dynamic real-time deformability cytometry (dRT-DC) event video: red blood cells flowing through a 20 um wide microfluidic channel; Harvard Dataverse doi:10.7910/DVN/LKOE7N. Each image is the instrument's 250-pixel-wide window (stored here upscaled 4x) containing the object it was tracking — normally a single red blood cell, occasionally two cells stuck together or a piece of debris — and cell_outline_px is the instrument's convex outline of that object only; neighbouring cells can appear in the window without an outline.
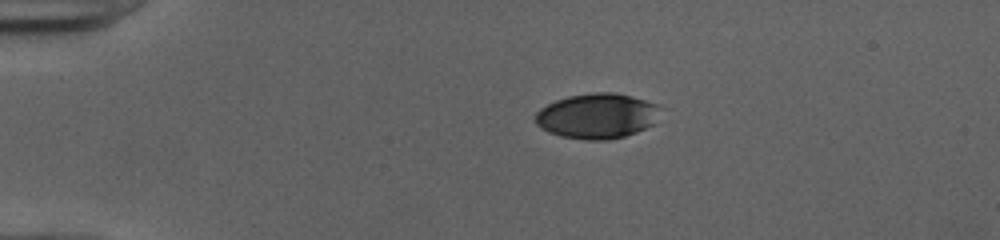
{"species": "human", "species_latin": "Homo sapiens", "temperature_condition": "cold", "stored_images_in_passage": 41, "camera_frame_rate_fps": 3000, "um_per_image_px": 0.085, "donor": {"sex": "female"}, "frame": {"image": 1, "passage_image": 1, "time_ms": 0.0, "image_size_px": [1000, 240], "cell_outline_px": [[664, 108], [656, 124], [636, 132], [624, 136], [608, 140], [584, 140], [560, 136], [548, 132], [540, 128], [536, 124], [536, 112], [540, 108], [556, 100], [568, 96], [596, 92], [612, 92], [632, 96], [660, 104]], "centroid_in_image_um": [50.83, 9.86], "position_along_channel_um": 34.2, "area_um2": 33.52}}
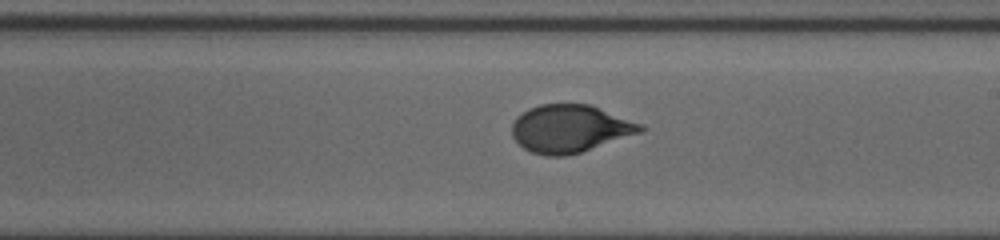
{"frame": {"image": 2, "passage_image": 21, "time_ms": 6.667, "image_size_px": [1000, 240], "cell_outline_px": [[648, 128], [644, 132], [580, 152], [564, 156], [544, 156], [532, 152], [524, 148], [512, 136], [512, 124], [516, 116], [528, 108], [540, 104], [592, 104], [644, 124]], "centroid_in_image_um": [48.5, 10.92], "position_along_channel_um": 240.5, "area_um2": 36.18}}
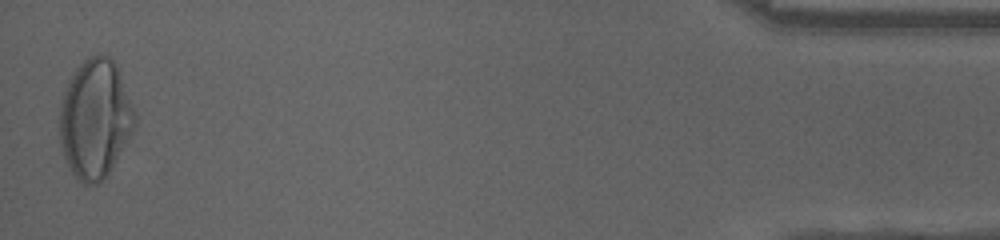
{"frame": {"image": 3, "passage_image": 41, "time_ms": 13.333, "image_size_px": [1000, 240], "cell_outline_px": [[136, 124], [132, 132], [108, 176], [96, 184], [84, 184], [72, 172], [64, 156], [60, 144], [60, 100], [68, 80], [72, 72], [84, 60], [100, 52], [108, 56], [116, 64], [136, 116]], "centroid_in_image_um": [8.07, 10.09], "position_along_channel_um": 427.1, "area_um2": 52.02}, "authors_computed_cell_mechanics": {"area_um2": 35.9516, "velocity_mm_per_s": 4.0001, "shape_relaxation_time_tau1_ms": 4.8544, "shape_relaxation_time_tau2_ms": null, "deformation_change_tau1": 0.2054, "deformation_change_tau2": null}}